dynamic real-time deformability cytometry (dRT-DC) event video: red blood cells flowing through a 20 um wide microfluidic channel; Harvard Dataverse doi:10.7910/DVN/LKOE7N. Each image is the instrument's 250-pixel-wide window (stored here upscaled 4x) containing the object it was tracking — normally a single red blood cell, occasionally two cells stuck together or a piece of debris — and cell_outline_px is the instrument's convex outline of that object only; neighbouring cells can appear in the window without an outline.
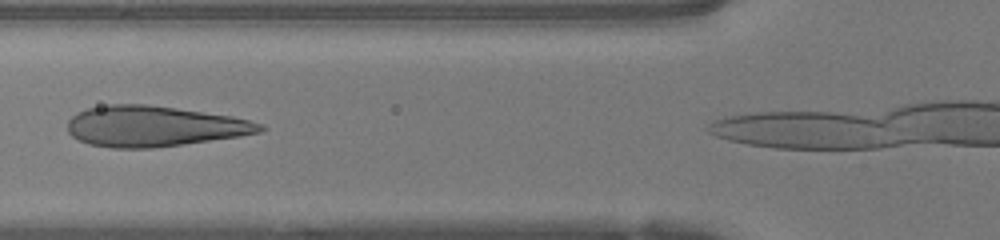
{"species": "human", "species_latin": "Homo sapiens", "temperature_condition": "warm", "stored_images_in_passage": 22, "camera_frame_rate_fps": 3000, "um_per_image_px": 0.085, "donor": {"sex": "female"}, "frame": {"image": 1, "passage_image": 5, "time_ms": 1.333, "image_size_px": [1000, 240], "cell_outline_px": [[264, 128], [260, 132], [240, 136], [152, 148], [112, 148], [88, 144], [72, 136], [68, 132], [68, 120], [76, 112], [88, 108], [108, 104], [144, 104], [176, 108], [232, 116], [264, 124]], "centroid_in_image_um": [13.05, 10.73], "position_along_channel_um": 112.7, "area_um2": 45.37}}
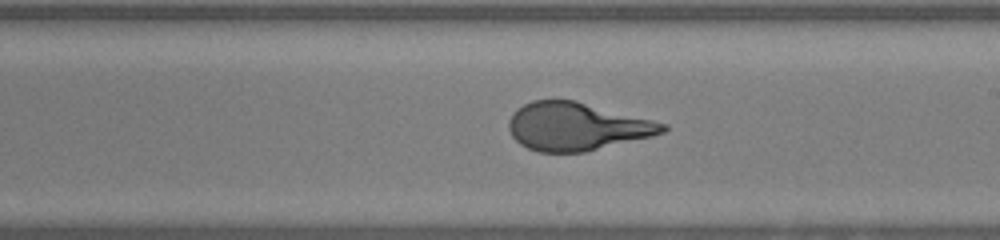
{"frame": {"image": 2, "passage_image": 14, "time_ms": 4.333, "image_size_px": [1000, 240], "cell_outline_px": [[668, 128], [664, 132], [652, 136], [584, 152], [540, 152], [528, 148], [520, 144], [512, 136], [508, 128], [508, 120], [516, 108], [532, 100], [576, 100], [668, 124]], "centroid_in_image_um": [49.0, 10.74], "position_along_channel_um": 240.0, "area_um2": 42.95}}
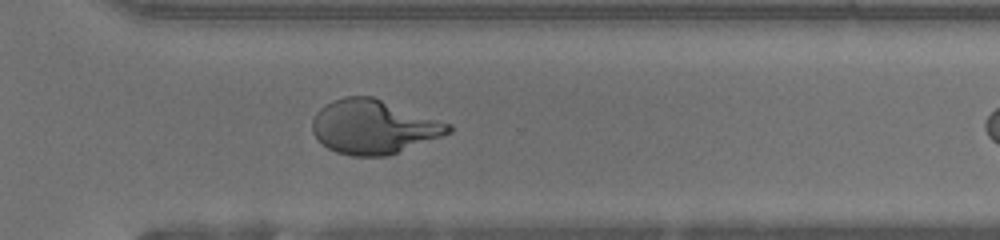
{"frame": {"image": 3, "passage_image": 21, "time_ms": 6.667, "image_size_px": [1000, 240], "cell_outline_px": [[452, 132], [388, 156], [352, 156], [336, 152], [328, 148], [312, 132], [312, 120], [316, 112], [320, 108], [332, 100], [344, 96], [372, 96], [452, 124]], "centroid_in_image_um": [31.75, 10.78], "position_along_channel_um": 338.9, "area_um2": 42.77}}